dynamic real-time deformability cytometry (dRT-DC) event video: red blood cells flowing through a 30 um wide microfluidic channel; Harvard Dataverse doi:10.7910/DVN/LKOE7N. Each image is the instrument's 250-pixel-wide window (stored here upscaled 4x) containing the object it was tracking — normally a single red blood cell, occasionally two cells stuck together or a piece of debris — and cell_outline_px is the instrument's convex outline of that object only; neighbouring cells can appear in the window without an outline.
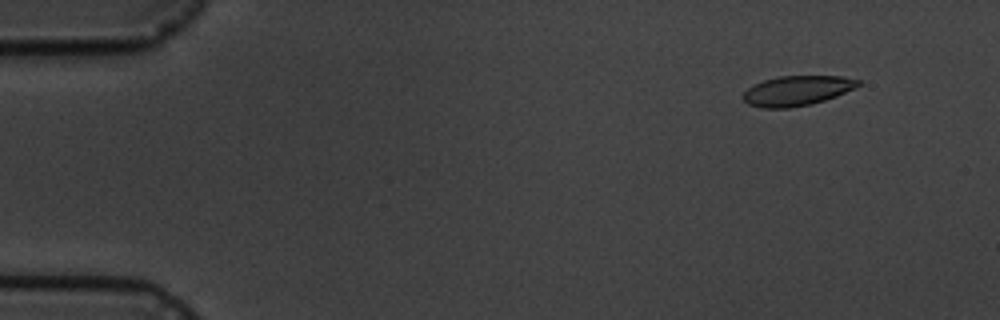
{"species": "common noctule bat (a hibernating species)", "species_latin": "Nyctalus noctula", "temperature_condition": "cold", "stored_images_in_passage": 6, "camera_frame_rate_fps": 3000, "um_per_image_px": 0.085, "animal": {"sex": "male", "body_mass_g": 19.5, "forearm_length_mm": 54.6}, "frame": {"image": 1, "passage_image": 2, "time_ms": 1.333, "image_size_px": [1000, 320], "cell_outline_px": [[860, 84], [856, 88], [836, 96], [824, 100], [808, 104], [788, 108], [760, 108], [748, 104], [740, 96], [748, 88], [764, 80], [780, 76], [840, 76], [860, 80]], "centroid_in_image_um": [67.73, 7.71], "position_along_channel_um": 17.3, "area_um2": 19.94}}
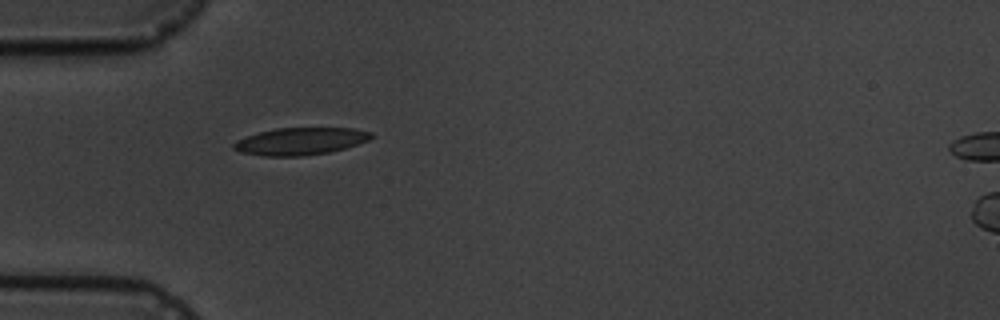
{"frame": {"image": 2, "passage_image": 5, "time_ms": 5.333, "image_size_px": [1000, 320], "cell_outline_px": [[376, 136], [368, 140], [344, 148], [328, 152], [300, 156], [264, 156], [240, 152], [232, 148], [232, 144], [236, 140], [260, 132], [276, 128], [356, 128], [372, 132]], "centroid_in_image_um": [25.54, 12.0], "position_along_channel_um": 59.5, "area_um2": 21.79}}